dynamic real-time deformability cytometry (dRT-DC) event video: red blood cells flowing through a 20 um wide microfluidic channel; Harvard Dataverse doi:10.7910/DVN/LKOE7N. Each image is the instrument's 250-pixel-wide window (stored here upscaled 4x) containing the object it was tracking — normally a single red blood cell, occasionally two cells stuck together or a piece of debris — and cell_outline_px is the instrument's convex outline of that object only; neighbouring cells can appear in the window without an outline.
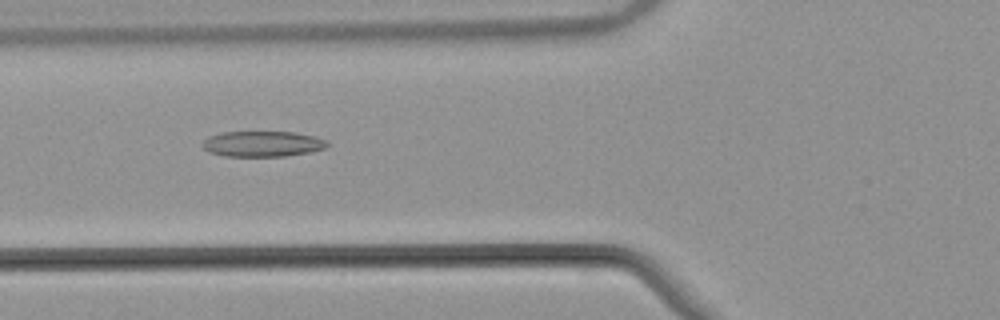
{"species": "common noctule bat (a hibernating species)", "species_latin": "Nyctalus noctula", "temperature_condition": "warm", "stored_images_in_passage": 44, "camera_frame_rate_fps": 3000, "um_per_image_px": 0.085, "animal": {"sex": "male", "body_mass_g": 21.5, "forearm_length_mm": 52.0}, "frame": {"image": 1, "passage_image": 11, "time_ms": 3.333, "image_size_px": [1000, 320], "cell_outline_px": [[328, 144], [324, 148], [312, 152], [284, 156], [224, 156], [208, 152], [204, 148], [204, 140], [208, 136], [220, 132], [292, 132], [316, 136], [328, 140]], "centroid_in_image_um": [22.33, 12.23], "position_along_channel_um": 103.5, "area_um2": 18.67}}
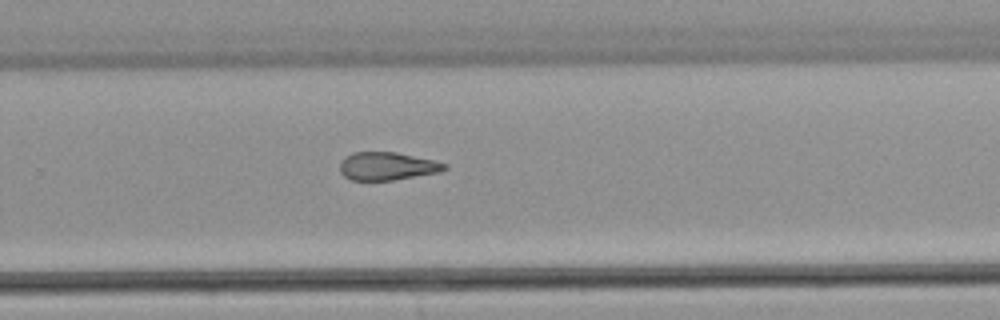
{"frame": {"image": 2, "passage_image": 26, "time_ms": 8.333, "image_size_px": [1000, 320], "cell_outline_px": [[448, 168], [440, 172], [392, 180], [352, 180], [344, 176], [340, 172], [340, 160], [344, 156], [352, 152], [396, 152], [436, 160], [448, 164]], "centroid_in_image_um": [32.92, 14.11], "position_along_channel_um": 296.9, "area_um2": 17.28}}
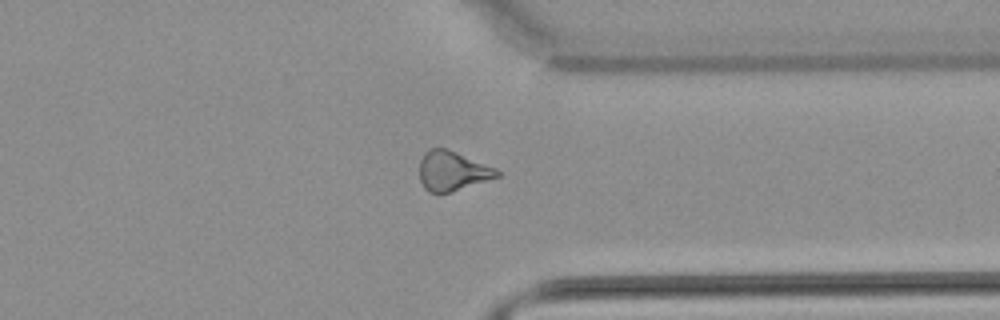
{"frame": {"image": 3, "passage_image": 32, "time_ms": 10.333, "image_size_px": [1000, 320], "cell_outline_px": [[500, 176], [452, 192], [436, 196], [428, 192], [424, 188], [420, 180], [420, 160], [424, 152], [428, 148], [448, 148], [496, 168], [500, 172]], "centroid_in_image_um": [38.42, 14.55], "position_along_channel_um": 373.0, "area_um2": 18.32}, "authors_computed_cell_mechanics": {"area_um2": 18.5249, "velocity_mm_per_s": 3.873, "shape_relaxation_time_tau1_ms": null, "shape_relaxation_time_tau2_ms": 6.0392, "deformation_change_tau1": null, "deformation_change_tau2": 0.1779}}